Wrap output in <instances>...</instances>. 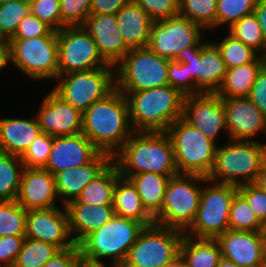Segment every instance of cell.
I'll return each instance as SVG.
<instances>
[{"mask_svg":"<svg viewBox=\"0 0 266 267\" xmlns=\"http://www.w3.org/2000/svg\"><path fill=\"white\" fill-rule=\"evenodd\" d=\"M125 95L115 88L84 113L82 133L103 153L113 157L134 133Z\"/></svg>","mask_w":266,"mask_h":267,"instance_id":"obj_1","label":"cell"},{"mask_svg":"<svg viewBox=\"0 0 266 267\" xmlns=\"http://www.w3.org/2000/svg\"><path fill=\"white\" fill-rule=\"evenodd\" d=\"M120 176L152 172L175 176L176 168L171 139L165 131H135L112 157Z\"/></svg>","mask_w":266,"mask_h":267,"instance_id":"obj_2","label":"cell"},{"mask_svg":"<svg viewBox=\"0 0 266 267\" xmlns=\"http://www.w3.org/2000/svg\"><path fill=\"white\" fill-rule=\"evenodd\" d=\"M128 102L134 131H166L183 116V96L170 85L137 92H122Z\"/></svg>","mask_w":266,"mask_h":267,"instance_id":"obj_3","label":"cell"},{"mask_svg":"<svg viewBox=\"0 0 266 267\" xmlns=\"http://www.w3.org/2000/svg\"><path fill=\"white\" fill-rule=\"evenodd\" d=\"M144 228L143 223L115 214L79 243L81 261L105 264L101 259L109 258L112 266H121Z\"/></svg>","mask_w":266,"mask_h":267,"instance_id":"obj_4","label":"cell"},{"mask_svg":"<svg viewBox=\"0 0 266 267\" xmlns=\"http://www.w3.org/2000/svg\"><path fill=\"white\" fill-rule=\"evenodd\" d=\"M265 159L266 143L230 140L228 144L217 146L215 162L207 179L237 187L254 183Z\"/></svg>","mask_w":266,"mask_h":267,"instance_id":"obj_5","label":"cell"},{"mask_svg":"<svg viewBox=\"0 0 266 267\" xmlns=\"http://www.w3.org/2000/svg\"><path fill=\"white\" fill-rule=\"evenodd\" d=\"M201 182L207 185V177L196 174L170 177L161 212L154 218V223L185 232L193 223L200 204Z\"/></svg>","mask_w":266,"mask_h":267,"instance_id":"obj_6","label":"cell"},{"mask_svg":"<svg viewBox=\"0 0 266 267\" xmlns=\"http://www.w3.org/2000/svg\"><path fill=\"white\" fill-rule=\"evenodd\" d=\"M165 132L172 142L178 173L208 177L215 162V142L183 118L177 119Z\"/></svg>","mask_w":266,"mask_h":267,"instance_id":"obj_7","label":"cell"},{"mask_svg":"<svg viewBox=\"0 0 266 267\" xmlns=\"http://www.w3.org/2000/svg\"><path fill=\"white\" fill-rule=\"evenodd\" d=\"M169 59L148 47L130 49L115 65L116 88L121 92H137L169 85Z\"/></svg>","mask_w":266,"mask_h":267,"instance_id":"obj_8","label":"cell"},{"mask_svg":"<svg viewBox=\"0 0 266 267\" xmlns=\"http://www.w3.org/2000/svg\"><path fill=\"white\" fill-rule=\"evenodd\" d=\"M183 236L178 229L145 226L121 267H171L179 260Z\"/></svg>","mask_w":266,"mask_h":267,"instance_id":"obj_9","label":"cell"},{"mask_svg":"<svg viewBox=\"0 0 266 267\" xmlns=\"http://www.w3.org/2000/svg\"><path fill=\"white\" fill-rule=\"evenodd\" d=\"M6 45L7 63L11 62L31 79L58 77L57 36L9 39Z\"/></svg>","mask_w":266,"mask_h":267,"instance_id":"obj_10","label":"cell"},{"mask_svg":"<svg viewBox=\"0 0 266 267\" xmlns=\"http://www.w3.org/2000/svg\"><path fill=\"white\" fill-rule=\"evenodd\" d=\"M56 79L58 84L53 91L81 113L116 88L115 67L70 72Z\"/></svg>","mask_w":266,"mask_h":267,"instance_id":"obj_11","label":"cell"},{"mask_svg":"<svg viewBox=\"0 0 266 267\" xmlns=\"http://www.w3.org/2000/svg\"><path fill=\"white\" fill-rule=\"evenodd\" d=\"M203 188L200 204L191 226L185 235L195 238L216 239L229 229V215L232 200L238 187L213 181Z\"/></svg>","mask_w":266,"mask_h":267,"instance_id":"obj_12","label":"cell"},{"mask_svg":"<svg viewBox=\"0 0 266 267\" xmlns=\"http://www.w3.org/2000/svg\"><path fill=\"white\" fill-rule=\"evenodd\" d=\"M57 38L58 75L115 67L102 58L94 40L82 26H65L57 31Z\"/></svg>","mask_w":266,"mask_h":267,"instance_id":"obj_13","label":"cell"},{"mask_svg":"<svg viewBox=\"0 0 266 267\" xmlns=\"http://www.w3.org/2000/svg\"><path fill=\"white\" fill-rule=\"evenodd\" d=\"M202 29L180 14L153 21L148 48L160 57L175 59L185 48L203 46L207 42H202Z\"/></svg>","mask_w":266,"mask_h":267,"instance_id":"obj_14","label":"cell"},{"mask_svg":"<svg viewBox=\"0 0 266 267\" xmlns=\"http://www.w3.org/2000/svg\"><path fill=\"white\" fill-rule=\"evenodd\" d=\"M175 60L187 64L188 75L199 93H216L221 87L227 68L213 42L185 48Z\"/></svg>","mask_w":266,"mask_h":267,"instance_id":"obj_15","label":"cell"},{"mask_svg":"<svg viewBox=\"0 0 266 267\" xmlns=\"http://www.w3.org/2000/svg\"><path fill=\"white\" fill-rule=\"evenodd\" d=\"M182 118L214 142L220 131L227 130L224 103L216 93L186 96Z\"/></svg>","mask_w":266,"mask_h":267,"instance_id":"obj_16","label":"cell"},{"mask_svg":"<svg viewBox=\"0 0 266 267\" xmlns=\"http://www.w3.org/2000/svg\"><path fill=\"white\" fill-rule=\"evenodd\" d=\"M28 210L25 224V237L40 240L57 246L60 250L76 243L69 229L66 207Z\"/></svg>","mask_w":266,"mask_h":267,"instance_id":"obj_17","label":"cell"},{"mask_svg":"<svg viewBox=\"0 0 266 267\" xmlns=\"http://www.w3.org/2000/svg\"><path fill=\"white\" fill-rule=\"evenodd\" d=\"M221 255L240 267H260L266 264L263 231L228 229L216 238Z\"/></svg>","mask_w":266,"mask_h":267,"instance_id":"obj_18","label":"cell"},{"mask_svg":"<svg viewBox=\"0 0 266 267\" xmlns=\"http://www.w3.org/2000/svg\"><path fill=\"white\" fill-rule=\"evenodd\" d=\"M38 113L36 117L42 133L62 137L82 132L83 113L65 102L53 90L44 97Z\"/></svg>","mask_w":266,"mask_h":267,"instance_id":"obj_19","label":"cell"},{"mask_svg":"<svg viewBox=\"0 0 266 267\" xmlns=\"http://www.w3.org/2000/svg\"><path fill=\"white\" fill-rule=\"evenodd\" d=\"M222 101L230 140L252 141L257 133H266V117L249 97L225 98Z\"/></svg>","mask_w":266,"mask_h":267,"instance_id":"obj_20","label":"cell"},{"mask_svg":"<svg viewBox=\"0 0 266 267\" xmlns=\"http://www.w3.org/2000/svg\"><path fill=\"white\" fill-rule=\"evenodd\" d=\"M81 26L92 37L99 54L108 64L115 66L129 52L115 14L90 15Z\"/></svg>","mask_w":266,"mask_h":267,"instance_id":"obj_21","label":"cell"},{"mask_svg":"<svg viewBox=\"0 0 266 267\" xmlns=\"http://www.w3.org/2000/svg\"><path fill=\"white\" fill-rule=\"evenodd\" d=\"M100 151L81 132L53 137V145L44 169L53 175L64 169H74L92 161Z\"/></svg>","mask_w":266,"mask_h":267,"instance_id":"obj_22","label":"cell"},{"mask_svg":"<svg viewBox=\"0 0 266 267\" xmlns=\"http://www.w3.org/2000/svg\"><path fill=\"white\" fill-rule=\"evenodd\" d=\"M54 175L44 168H26L22 173L16 201L28 210L57 207Z\"/></svg>","mask_w":266,"mask_h":267,"instance_id":"obj_23","label":"cell"},{"mask_svg":"<svg viewBox=\"0 0 266 267\" xmlns=\"http://www.w3.org/2000/svg\"><path fill=\"white\" fill-rule=\"evenodd\" d=\"M112 157L100 152L92 161L74 169H64L54 174L57 195L62 197L65 207L75 201L82 189L99 175L111 162Z\"/></svg>","mask_w":266,"mask_h":267,"instance_id":"obj_24","label":"cell"},{"mask_svg":"<svg viewBox=\"0 0 266 267\" xmlns=\"http://www.w3.org/2000/svg\"><path fill=\"white\" fill-rule=\"evenodd\" d=\"M118 29L129 49L148 47L153 19L130 1L116 14Z\"/></svg>","mask_w":266,"mask_h":267,"instance_id":"obj_25","label":"cell"},{"mask_svg":"<svg viewBox=\"0 0 266 267\" xmlns=\"http://www.w3.org/2000/svg\"><path fill=\"white\" fill-rule=\"evenodd\" d=\"M42 134L37 117L0 119V151L21 157Z\"/></svg>","mask_w":266,"mask_h":267,"instance_id":"obj_26","label":"cell"},{"mask_svg":"<svg viewBox=\"0 0 266 267\" xmlns=\"http://www.w3.org/2000/svg\"><path fill=\"white\" fill-rule=\"evenodd\" d=\"M73 241L79 244L91 232L108 222L114 215L113 205L69 203L65 206ZM76 232L77 234L73 233Z\"/></svg>","mask_w":266,"mask_h":267,"instance_id":"obj_27","label":"cell"},{"mask_svg":"<svg viewBox=\"0 0 266 267\" xmlns=\"http://www.w3.org/2000/svg\"><path fill=\"white\" fill-rule=\"evenodd\" d=\"M265 64L266 57L259 55L251 63L227 69L216 94L222 99L249 97L257 75Z\"/></svg>","mask_w":266,"mask_h":267,"instance_id":"obj_28","label":"cell"},{"mask_svg":"<svg viewBox=\"0 0 266 267\" xmlns=\"http://www.w3.org/2000/svg\"><path fill=\"white\" fill-rule=\"evenodd\" d=\"M113 208L116 215L143 223L154 224V218L145 210L136 186L120 176L114 188Z\"/></svg>","mask_w":266,"mask_h":267,"instance_id":"obj_29","label":"cell"},{"mask_svg":"<svg viewBox=\"0 0 266 267\" xmlns=\"http://www.w3.org/2000/svg\"><path fill=\"white\" fill-rule=\"evenodd\" d=\"M221 258L216 239L195 238L184 234L179 259L187 267H216Z\"/></svg>","mask_w":266,"mask_h":267,"instance_id":"obj_30","label":"cell"},{"mask_svg":"<svg viewBox=\"0 0 266 267\" xmlns=\"http://www.w3.org/2000/svg\"><path fill=\"white\" fill-rule=\"evenodd\" d=\"M172 176L145 172L132 175L129 179L136 186L145 210L155 218L162 209L164 193Z\"/></svg>","mask_w":266,"mask_h":267,"instance_id":"obj_31","label":"cell"},{"mask_svg":"<svg viewBox=\"0 0 266 267\" xmlns=\"http://www.w3.org/2000/svg\"><path fill=\"white\" fill-rule=\"evenodd\" d=\"M119 177V170L112 161L82 189L79 197L70 203H85L95 206L113 205L114 188Z\"/></svg>","mask_w":266,"mask_h":267,"instance_id":"obj_32","label":"cell"},{"mask_svg":"<svg viewBox=\"0 0 266 267\" xmlns=\"http://www.w3.org/2000/svg\"><path fill=\"white\" fill-rule=\"evenodd\" d=\"M24 169L19 156L0 151V201L16 200Z\"/></svg>","mask_w":266,"mask_h":267,"instance_id":"obj_33","label":"cell"},{"mask_svg":"<svg viewBox=\"0 0 266 267\" xmlns=\"http://www.w3.org/2000/svg\"><path fill=\"white\" fill-rule=\"evenodd\" d=\"M59 250L53 244L25 237L13 267H42Z\"/></svg>","mask_w":266,"mask_h":267,"instance_id":"obj_34","label":"cell"},{"mask_svg":"<svg viewBox=\"0 0 266 267\" xmlns=\"http://www.w3.org/2000/svg\"><path fill=\"white\" fill-rule=\"evenodd\" d=\"M179 14L201 25L216 28L217 0H178Z\"/></svg>","mask_w":266,"mask_h":267,"instance_id":"obj_35","label":"cell"},{"mask_svg":"<svg viewBox=\"0 0 266 267\" xmlns=\"http://www.w3.org/2000/svg\"><path fill=\"white\" fill-rule=\"evenodd\" d=\"M229 33L265 57V40L254 12L238 20L229 28Z\"/></svg>","mask_w":266,"mask_h":267,"instance_id":"obj_36","label":"cell"},{"mask_svg":"<svg viewBox=\"0 0 266 267\" xmlns=\"http://www.w3.org/2000/svg\"><path fill=\"white\" fill-rule=\"evenodd\" d=\"M263 226L247 200L237 192L230 207L229 229L259 232Z\"/></svg>","mask_w":266,"mask_h":267,"instance_id":"obj_37","label":"cell"},{"mask_svg":"<svg viewBox=\"0 0 266 267\" xmlns=\"http://www.w3.org/2000/svg\"><path fill=\"white\" fill-rule=\"evenodd\" d=\"M213 43L219 49L227 69L251 63L259 56L251 47L237 40L230 33L220 43Z\"/></svg>","mask_w":266,"mask_h":267,"instance_id":"obj_38","label":"cell"},{"mask_svg":"<svg viewBox=\"0 0 266 267\" xmlns=\"http://www.w3.org/2000/svg\"><path fill=\"white\" fill-rule=\"evenodd\" d=\"M27 210L16 200L0 201V237L25 236Z\"/></svg>","mask_w":266,"mask_h":267,"instance_id":"obj_39","label":"cell"},{"mask_svg":"<svg viewBox=\"0 0 266 267\" xmlns=\"http://www.w3.org/2000/svg\"><path fill=\"white\" fill-rule=\"evenodd\" d=\"M30 13L29 0L13 1L0 5V41L7 42L16 32L19 23Z\"/></svg>","mask_w":266,"mask_h":267,"instance_id":"obj_40","label":"cell"},{"mask_svg":"<svg viewBox=\"0 0 266 267\" xmlns=\"http://www.w3.org/2000/svg\"><path fill=\"white\" fill-rule=\"evenodd\" d=\"M257 0H217L216 27H232L242 17L254 12Z\"/></svg>","mask_w":266,"mask_h":267,"instance_id":"obj_41","label":"cell"},{"mask_svg":"<svg viewBox=\"0 0 266 267\" xmlns=\"http://www.w3.org/2000/svg\"><path fill=\"white\" fill-rule=\"evenodd\" d=\"M53 145V136L42 133L20 157L26 168H44Z\"/></svg>","mask_w":266,"mask_h":267,"instance_id":"obj_42","label":"cell"},{"mask_svg":"<svg viewBox=\"0 0 266 267\" xmlns=\"http://www.w3.org/2000/svg\"><path fill=\"white\" fill-rule=\"evenodd\" d=\"M30 13L38 17L52 30L62 29V17L59 0H29Z\"/></svg>","mask_w":266,"mask_h":267,"instance_id":"obj_43","label":"cell"},{"mask_svg":"<svg viewBox=\"0 0 266 267\" xmlns=\"http://www.w3.org/2000/svg\"><path fill=\"white\" fill-rule=\"evenodd\" d=\"M62 28L81 26L90 16L91 0H59Z\"/></svg>","mask_w":266,"mask_h":267,"instance_id":"obj_44","label":"cell"},{"mask_svg":"<svg viewBox=\"0 0 266 267\" xmlns=\"http://www.w3.org/2000/svg\"><path fill=\"white\" fill-rule=\"evenodd\" d=\"M168 80L169 85L185 97L199 94L195 88V81L188 75L187 64L175 59L169 60Z\"/></svg>","mask_w":266,"mask_h":267,"instance_id":"obj_45","label":"cell"},{"mask_svg":"<svg viewBox=\"0 0 266 267\" xmlns=\"http://www.w3.org/2000/svg\"><path fill=\"white\" fill-rule=\"evenodd\" d=\"M139 5L154 21L179 14L178 0H131Z\"/></svg>","mask_w":266,"mask_h":267,"instance_id":"obj_46","label":"cell"},{"mask_svg":"<svg viewBox=\"0 0 266 267\" xmlns=\"http://www.w3.org/2000/svg\"><path fill=\"white\" fill-rule=\"evenodd\" d=\"M39 36H57V31L52 30L38 17L29 13L19 23L15 34L10 39H28Z\"/></svg>","mask_w":266,"mask_h":267,"instance_id":"obj_47","label":"cell"},{"mask_svg":"<svg viewBox=\"0 0 266 267\" xmlns=\"http://www.w3.org/2000/svg\"><path fill=\"white\" fill-rule=\"evenodd\" d=\"M238 192L247 200L257 218L266 223V191L254 183L238 186Z\"/></svg>","mask_w":266,"mask_h":267,"instance_id":"obj_48","label":"cell"},{"mask_svg":"<svg viewBox=\"0 0 266 267\" xmlns=\"http://www.w3.org/2000/svg\"><path fill=\"white\" fill-rule=\"evenodd\" d=\"M25 236L0 237V267H13Z\"/></svg>","mask_w":266,"mask_h":267,"instance_id":"obj_49","label":"cell"},{"mask_svg":"<svg viewBox=\"0 0 266 267\" xmlns=\"http://www.w3.org/2000/svg\"><path fill=\"white\" fill-rule=\"evenodd\" d=\"M80 261V246L75 244L67 249L59 250L42 267H77Z\"/></svg>","mask_w":266,"mask_h":267,"instance_id":"obj_50","label":"cell"},{"mask_svg":"<svg viewBox=\"0 0 266 267\" xmlns=\"http://www.w3.org/2000/svg\"><path fill=\"white\" fill-rule=\"evenodd\" d=\"M249 98L266 117V64L259 71Z\"/></svg>","mask_w":266,"mask_h":267,"instance_id":"obj_51","label":"cell"},{"mask_svg":"<svg viewBox=\"0 0 266 267\" xmlns=\"http://www.w3.org/2000/svg\"><path fill=\"white\" fill-rule=\"evenodd\" d=\"M131 0H91L90 15L116 14Z\"/></svg>","mask_w":266,"mask_h":267,"instance_id":"obj_52","label":"cell"},{"mask_svg":"<svg viewBox=\"0 0 266 267\" xmlns=\"http://www.w3.org/2000/svg\"><path fill=\"white\" fill-rule=\"evenodd\" d=\"M254 14L258 19V23L262 30L263 38L265 40V57H266V0H257L254 9Z\"/></svg>","mask_w":266,"mask_h":267,"instance_id":"obj_53","label":"cell"},{"mask_svg":"<svg viewBox=\"0 0 266 267\" xmlns=\"http://www.w3.org/2000/svg\"><path fill=\"white\" fill-rule=\"evenodd\" d=\"M254 184L257 185L260 189L266 191V159L262 163L261 169L258 172Z\"/></svg>","mask_w":266,"mask_h":267,"instance_id":"obj_54","label":"cell"},{"mask_svg":"<svg viewBox=\"0 0 266 267\" xmlns=\"http://www.w3.org/2000/svg\"><path fill=\"white\" fill-rule=\"evenodd\" d=\"M7 45L0 41V71L7 65Z\"/></svg>","mask_w":266,"mask_h":267,"instance_id":"obj_55","label":"cell"},{"mask_svg":"<svg viewBox=\"0 0 266 267\" xmlns=\"http://www.w3.org/2000/svg\"><path fill=\"white\" fill-rule=\"evenodd\" d=\"M216 267H240L237 264H235L234 262L227 260L225 258H221L218 262V265Z\"/></svg>","mask_w":266,"mask_h":267,"instance_id":"obj_56","label":"cell"},{"mask_svg":"<svg viewBox=\"0 0 266 267\" xmlns=\"http://www.w3.org/2000/svg\"><path fill=\"white\" fill-rule=\"evenodd\" d=\"M77 267H105V264H91L84 261H80L77 264ZM109 267H114V266L110 265Z\"/></svg>","mask_w":266,"mask_h":267,"instance_id":"obj_57","label":"cell"},{"mask_svg":"<svg viewBox=\"0 0 266 267\" xmlns=\"http://www.w3.org/2000/svg\"><path fill=\"white\" fill-rule=\"evenodd\" d=\"M171 267H187L180 259L174 263Z\"/></svg>","mask_w":266,"mask_h":267,"instance_id":"obj_58","label":"cell"},{"mask_svg":"<svg viewBox=\"0 0 266 267\" xmlns=\"http://www.w3.org/2000/svg\"><path fill=\"white\" fill-rule=\"evenodd\" d=\"M263 235H264L265 248H266V223L263 226Z\"/></svg>","mask_w":266,"mask_h":267,"instance_id":"obj_59","label":"cell"},{"mask_svg":"<svg viewBox=\"0 0 266 267\" xmlns=\"http://www.w3.org/2000/svg\"><path fill=\"white\" fill-rule=\"evenodd\" d=\"M13 1H20V0H0V5L5 4V3H9V2H13Z\"/></svg>","mask_w":266,"mask_h":267,"instance_id":"obj_60","label":"cell"}]
</instances>
